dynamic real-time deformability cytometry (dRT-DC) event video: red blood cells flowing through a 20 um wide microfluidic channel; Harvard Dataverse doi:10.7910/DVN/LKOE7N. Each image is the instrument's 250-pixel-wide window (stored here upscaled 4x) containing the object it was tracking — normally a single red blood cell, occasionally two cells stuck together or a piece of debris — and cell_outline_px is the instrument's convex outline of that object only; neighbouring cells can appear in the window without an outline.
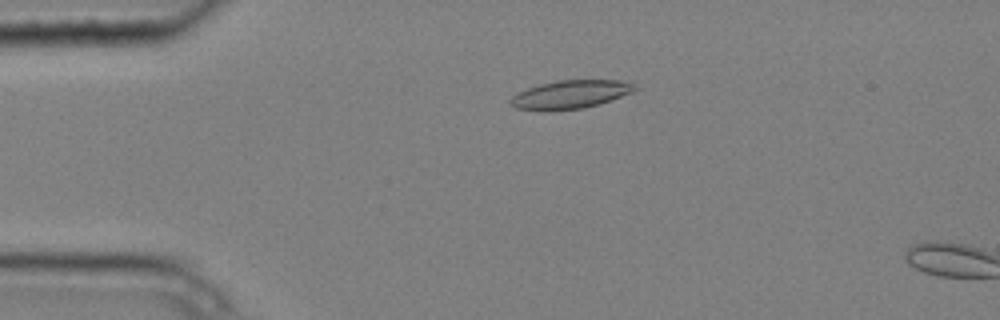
{"species": "common noctule bat (a hibernating species)", "species_latin": "Nyctalus noctula", "temperature_condition": "cold", "stored_images_in_passage": 4, "camera_frame_rate_fps": 3000, "um_per_image_px": 0.085, "animal": {"sex": "male", "body_mass_g": 20.4}, "frame": {"image": 1, "passage_image": 3, "time_ms": 0.667, "image_size_px": [1000, 320], "cell_outline_px": [[636, 88], [632, 92], [612, 100], [600, 104], [584, 108], [548, 112], [540, 112], [516, 108], [508, 104], [508, 100], [512, 96], [528, 88], [540, 84], [556, 80], [620, 80], [636, 84]], "centroid_in_image_um": [48.44, 8.05], "position_along_channel_um": 36.6, "area_um2": 20.98}}